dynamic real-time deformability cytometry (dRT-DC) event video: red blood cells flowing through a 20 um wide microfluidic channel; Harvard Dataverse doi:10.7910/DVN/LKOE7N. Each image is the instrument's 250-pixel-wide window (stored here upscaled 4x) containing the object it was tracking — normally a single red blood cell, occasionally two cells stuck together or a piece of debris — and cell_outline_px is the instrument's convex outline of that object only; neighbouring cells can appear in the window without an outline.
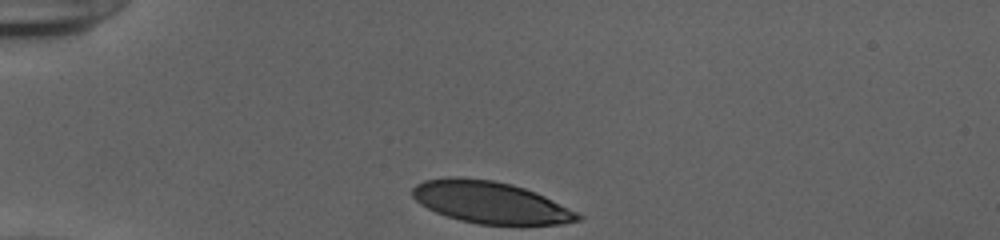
{"species": "human", "species_latin": "Homo sapiens", "temperature_condition": "cold", "stored_images_in_passage": 31, "camera_frame_rate_fps": 3000, "um_per_image_px": 0.085, "donor": {"sex": "female"}, "frame": {"image": 1, "passage_image": 1, "time_ms": 0.0, "image_size_px": [1000, 240], "cell_outline_px": [[584, 216], [580, 220], [564, 224], [480, 224], [460, 220], [436, 212], [420, 204], [412, 196], [412, 188], [416, 184], [424, 180], [460, 176], [492, 180], [512, 184], [536, 192], [580, 212]], "centroid_in_image_um": [41.72, 17.2], "position_along_channel_um": 43.3, "area_um2": 40.4}}
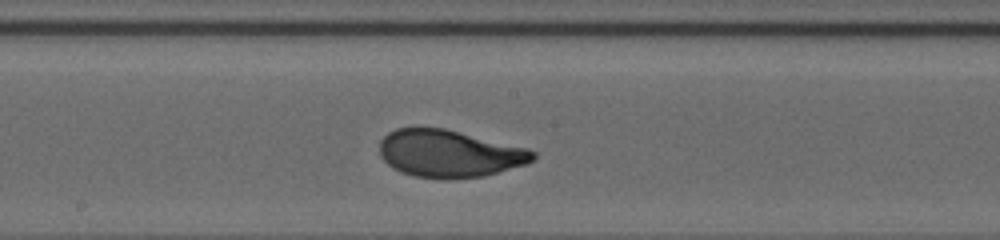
{"frame": {"image": 2, "passage_image": 17, "time_ms": 5.333, "image_size_px": [1000, 240], "cell_outline_px": [[536, 160], [528, 164], [484, 176], [448, 180], [412, 176], [400, 172], [392, 168], [380, 156], [380, 140], [388, 132], [396, 128], [444, 128], [528, 148], [536, 152]], "centroid_in_image_um": [38.21, 13.07], "position_along_channel_um": 210.0, "area_um2": 42.77}}
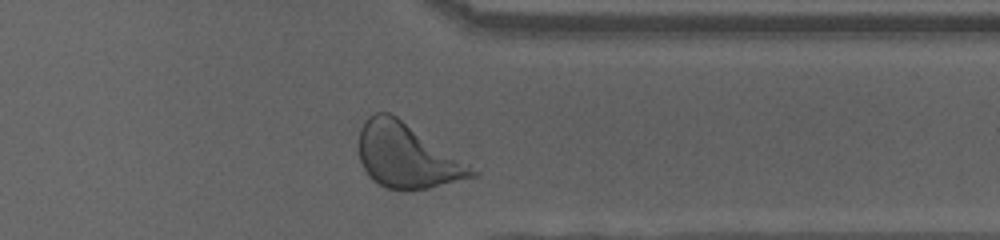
{"frame": {"image": 3, "passage_image": 30, "time_ms": 9.667, "image_size_px": [1000, 240], "cell_outline_px": [[480, 176], [428, 188], [400, 192], [388, 188], [372, 180], [368, 176], [360, 160], [360, 128], [368, 116], [376, 112], [388, 112], [396, 116], [480, 172]], "centroid_in_image_um": [34.59, 13.28], "position_along_channel_um": 376.8, "area_um2": 42.08}, "authors_computed_cell_mechanics": {"area_um2": 42.1362, "velocity_mm_per_s": 3.8769, "shape_relaxation_time_tau1_ms": 3.4174, "shape_relaxation_time_tau2_ms": null, "deformation_change_tau1": 0.173, "deformation_change_tau2": null}}